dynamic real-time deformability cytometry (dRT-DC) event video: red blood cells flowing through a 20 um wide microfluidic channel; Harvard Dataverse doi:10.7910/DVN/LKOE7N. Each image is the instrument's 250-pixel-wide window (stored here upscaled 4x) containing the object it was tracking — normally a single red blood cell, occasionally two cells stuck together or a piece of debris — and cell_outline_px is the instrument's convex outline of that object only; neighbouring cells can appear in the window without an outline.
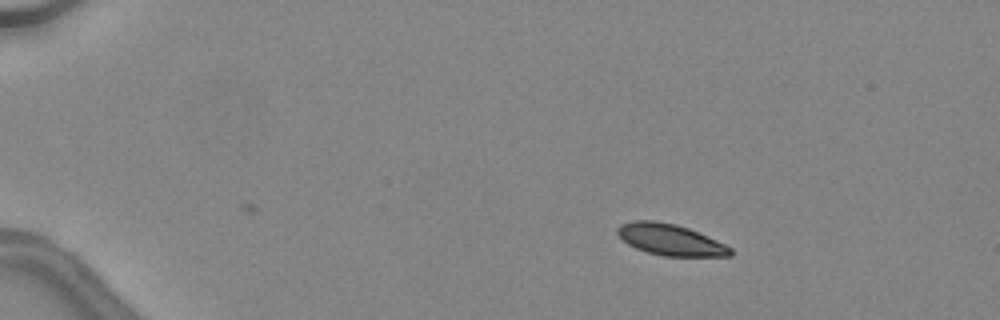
{"species": "common noctule bat (a hibernating species)", "species_latin": "Nyctalus noctula", "temperature_condition": "warm", "stored_images_in_passage": 35, "camera_frame_rate_fps": 3000, "um_per_image_px": 0.085, "animal": {"sex": "female", "body_mass_g": 24.6, "forearm_length_mm": 56.2}, "frame": {"image": 1, "passage_image": 1, "time_ms": 0.0, "image_size_px": [1000, 320], "cell_outline_px": [[732, 256], [664, 256], [648, 252], [636, 248], [628, 244], [616, 232], [616, 228], [620, 224], [632, 220], [652, 220], [676, 224], [688, 228], [708, 236], [732, 248]], "centroid_in_image_um": [56.96, 20.36], "position_along_channel_um": 28.0, "area_um2": 20.52}}
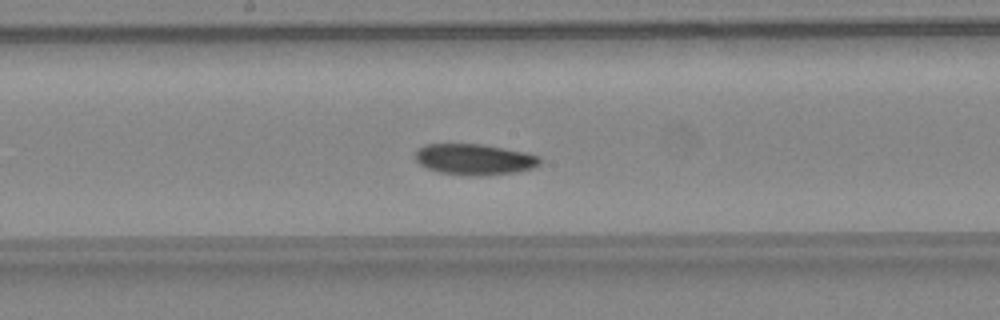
{"frame": {"image": 2, "passage_image": 20, "time_ms": 6.333, "image_size_px": [1000, 320], "cell_outline_px": [[540, 164], [532, 168], [516, 172], [480, 176], [464, 176], [440, 172], [428, 168], [420, 164], [416, 160], [416, 152], [424, 144], [480, 144], [524, 152], [540, 156]], "centroid_in_image_um": [40.33, 13.55], "position_along_channel_um": 207.9, "area_um2": 22.37}}
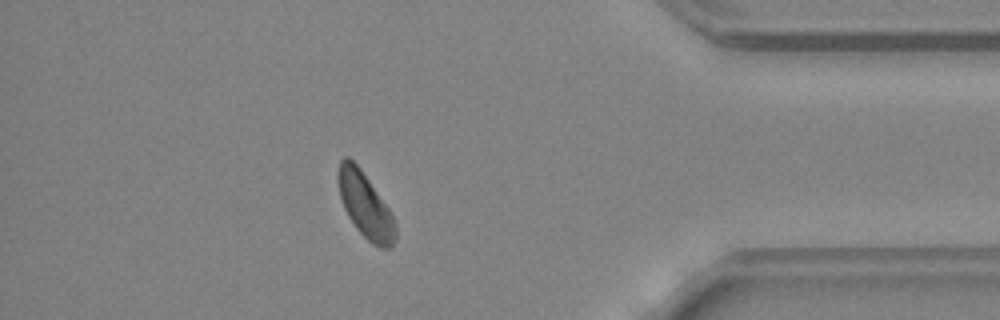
{"frame": {"image": 3, "passage_image": 35, "time_ms": 11.333, "image_size_px": [1000, 320], "cell_outline_px": [[396, 240], [392, 248], [380, 248], [372, 244], [356, 228], [348, 216], [344, 208], [340, 196], [336, 180], [336, 172], [340, 160], [344, 156], [348, 156], [360, 168], [388, 208], [396, 224]], "centroid_in_image_um": [31.02, 17.45], "position_along_channel_um": 404.2, "area_um2": 21.85}, "authors_computed_cell_mechanics": {"area_um2": 22.3686, "velocity_mm_per_s": 4.4981, "shape_relaxation_time_tau1_ms": 2.854, "shape_relaxation_time_tau2_ms": null, "deformation_change_tau1": 0.0796, "deformation_change_tau2": null}}